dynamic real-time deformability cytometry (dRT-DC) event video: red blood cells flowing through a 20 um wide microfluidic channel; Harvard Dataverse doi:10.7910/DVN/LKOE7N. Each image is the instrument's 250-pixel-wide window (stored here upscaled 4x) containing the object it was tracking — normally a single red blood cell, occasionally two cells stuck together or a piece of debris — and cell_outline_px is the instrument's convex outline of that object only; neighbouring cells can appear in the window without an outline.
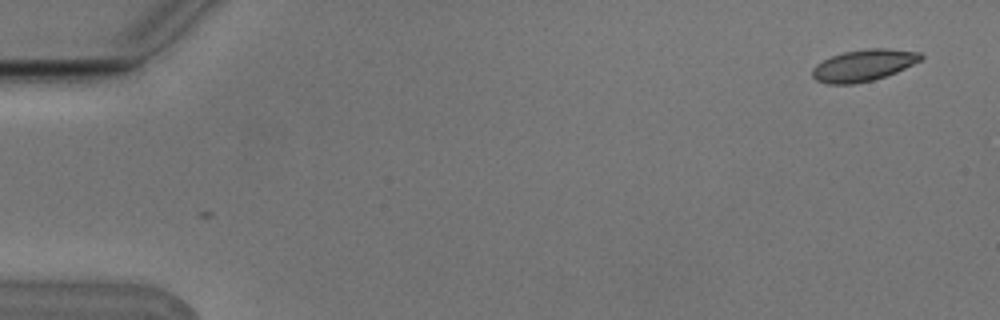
{"species": "Egyptian fruit bat (a non-hibernating species)", "species_latin": "Rousettus aegyptiacus", "temperature_condition": "cold", "stored_images_in_passage": 4, "camera_frame_rate_fps": 3000, "um_per_image_px": 0.085, "animal": {"sex": "male"}, "frame": {"image": 1, "passage_image": 1, "time_ms": 0.0, "image_size_px": [1000, 320], "cell_outline_px": [[924, 56], [920, 60], [896, 72], [872, 80], [852, 84], [828, 84], [816, 80], [812, 76], [812, 68], [816, 64], [832, 56], [844, 52], [868, 48], [888, 48], [920, 52]], "centroid_in_image_um": [73.38, 5.54], "position_along_channel_um": 11.6, "area_um2": 19.83}}